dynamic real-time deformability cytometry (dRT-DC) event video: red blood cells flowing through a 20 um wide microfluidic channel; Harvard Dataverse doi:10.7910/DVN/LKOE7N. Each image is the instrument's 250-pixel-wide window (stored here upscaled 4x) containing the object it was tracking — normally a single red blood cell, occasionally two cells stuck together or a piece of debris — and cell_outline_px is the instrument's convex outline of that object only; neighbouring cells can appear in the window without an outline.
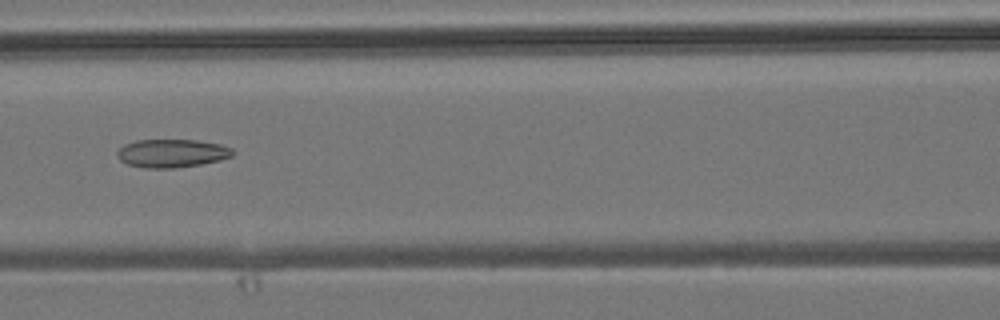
{"species": "common noctule bat (a hibernating species)", "species_latin": "Nyctalus noctula", "temperature_condition": "room temperature", "stored_images_in_passage": 7, "camera_frame_rate_fps": 3000, "um_per_image_px": 0.085, "animal": {"sex": "male", "body_mass_g": 19.2, "forearm_length_mm": 51.8}, "frame": {"image": 1, "passage_image": 7, "time_ms": 6.667, "image_size_px": [1000, 320], "cell_outline_px": [[236, 152], [232, 156], [220, 160], [200, 164], [172, 168], [148, 168], [128, 164], [120, 160], [116, 156], [116, 152], [124, 144], [136, 140], [196, 140], [220, 144], [232, 148]], "centroid_in_image_um": [14.61, 13.02], "position_along_channel_um": 152.0, "area_um2": 19.02}}